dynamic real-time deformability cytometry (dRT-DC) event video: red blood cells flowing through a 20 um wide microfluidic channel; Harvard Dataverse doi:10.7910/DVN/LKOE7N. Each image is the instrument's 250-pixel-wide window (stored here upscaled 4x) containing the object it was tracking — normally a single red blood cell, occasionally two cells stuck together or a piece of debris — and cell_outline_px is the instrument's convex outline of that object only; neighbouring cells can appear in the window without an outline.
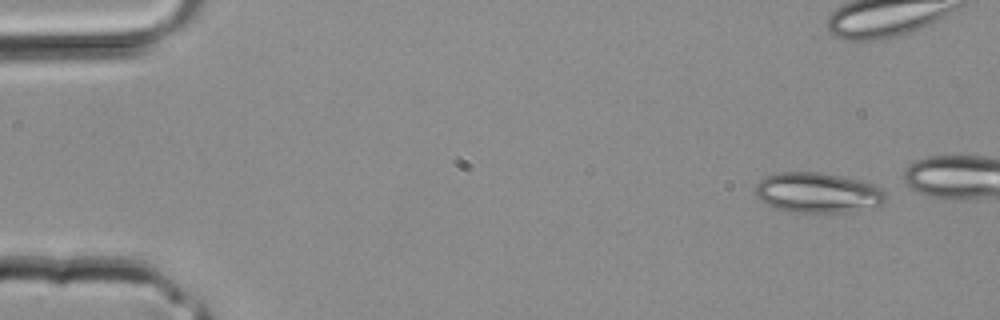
{"species": "common noctule bat (a hibernating species)", "species_latin": "Nyctalus noctula", "temperature_condition": "room temperature", "stored_images_in_passage": 4, "camera_frame_rate_fps": 3000, "um_per_image_px": 0.085, "animal": {"sex": "male", "body_mass_g": 20.4}, "frame": {"image": 1, "passage_image": 1, "time_ms": 0.0, "image_size_px": [1000, 320], "cell_outline_px": [[888, 200], [884, 204], [844, 212], [800, 212], [776, 208], [760, 200], [752, 192], [756, 184], [764, 176], [776, 172], [820, 172], [840, 176], [872, 184], [880, 188], [884, 192]], "centroid_in_image_um": [69.45, 16.36], "position_along_channel_um": 15.5, "area_um2": 30.4}}